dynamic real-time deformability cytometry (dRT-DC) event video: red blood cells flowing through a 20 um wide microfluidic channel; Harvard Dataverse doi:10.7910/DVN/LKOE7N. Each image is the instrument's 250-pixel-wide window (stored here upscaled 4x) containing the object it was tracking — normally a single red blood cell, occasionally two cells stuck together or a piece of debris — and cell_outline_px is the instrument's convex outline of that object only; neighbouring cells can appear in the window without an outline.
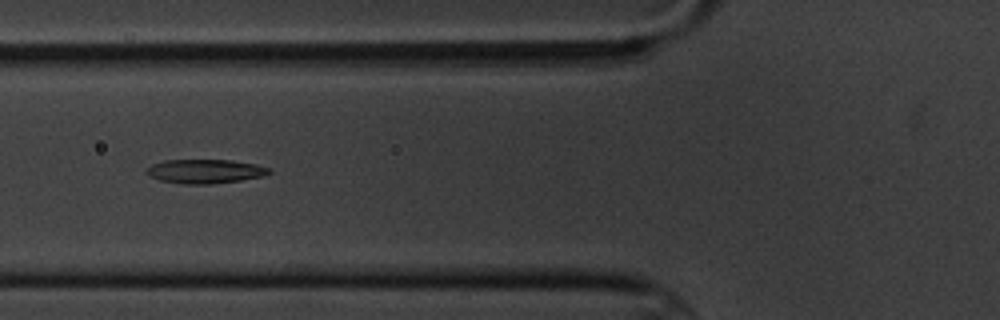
{"species": "common noctule bat (a hibernating species)", "species_latin": "Nyctalus noctula", "temperature_condition": "cold", "stored_images_in_passage": 13, "camera_frame_rate_fps": 3000, "um_per_image_px": 0.085, "animal": {"sex": "male", "body_mass_g": 20.1, "forearm_length_mm": 53.5}, "frame": {"image": 1, "passage_image": 4, "time_ms": 4.333, "image_size_px": [1000, 320], "cell_outline_px": [[272, 172], [264, 176], [240, 180], [212, 184], [184, 184], [160, 180], [148, 176], [144, 172], [152, 164], [164, 160], [232, 160], [256, 164], [272, 168]], "centroid_in_image_um": [17.45, 14.56], "position_along_channel_um": 108.4, "area_um2": 17.34}}
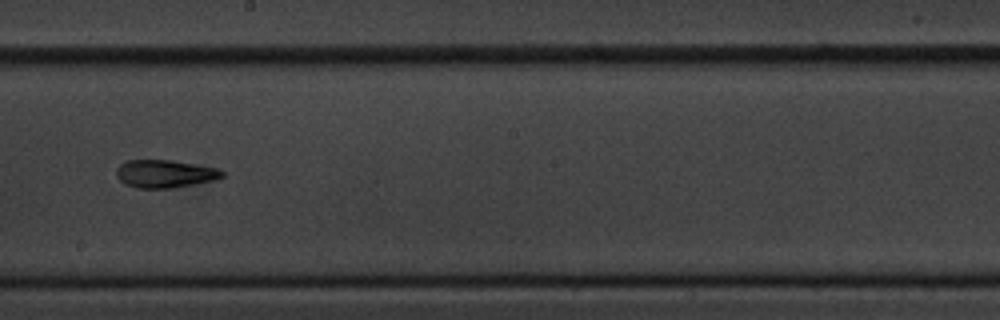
{"frame": {"image": 2, "passage_image": 7, "time_ms": 8.0, "image_size_px": [1000, 320], "cell_outline_px": [[224, 176], [216, 180], [172, 188], [136, 188], [124, 184], [116, 176], [116, 168], [120, 164], [128, 160], [172, 160], [216, 168], [224, 172]], "centroid_in_image_um": [13.99, 14.77], "position_along_channel_um": 234.2, "area_um2": 17.22}}
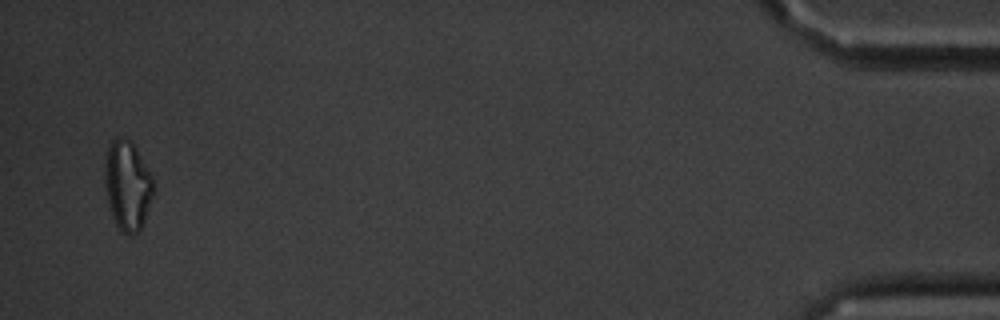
{"frame": {"image": 3, "passage_image": 13, "time_ms": 16.0, "image_size_px": [1000, 320], "cell_outline_px": [[156, 188], [140, 232], [132, 236], [120, 232], [108, 208], [104, 188], [104, 164], [108, 144], [116, 136], [120, 136], [132, 140], [152, 176]], "centroid_in_image_um": [10.82, 15.77], "position_along_channel_um": 424.4, "area_um2": 26.36}, "authors_computed_cell_mechanics": {"area_um2": 17.34, "velocity_mm_per_s": 3.4335, "shape_relaxation_time_tau1_ms": 6.689, "shape_relaxation_time_tau2_ms": null, "deformation_change_tau1": 0.2148, "deformation_change_tau2": null}}